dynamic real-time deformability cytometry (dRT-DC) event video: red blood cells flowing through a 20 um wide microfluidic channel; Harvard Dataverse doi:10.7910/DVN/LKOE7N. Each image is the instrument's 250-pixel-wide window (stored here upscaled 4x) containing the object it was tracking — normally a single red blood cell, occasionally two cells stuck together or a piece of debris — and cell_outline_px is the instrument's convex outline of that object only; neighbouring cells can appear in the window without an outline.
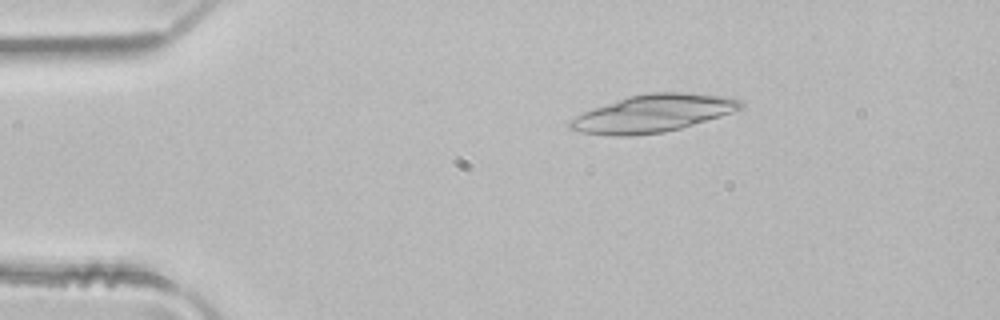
{"species": "common noctule bat (a hibernating species)", "species_latin": "Nyctalus noctula", "temperature_condition": "room temperature", "stored_images_in_passage": 2, "camera_frame_rate_fps": 3000, "um_per_image_px": 0.085, "animal": {"sex": "male", "body_mass_g": 21.5, "forearm_length_mm": 52.0}, "frame": {"image": 1, "passage_image": 2, "time_ms": 0.333, "image_size_px": [1000, 320], "cell_outline_px": [[744, 108], [720, 116], [680, 128], [664, 132], [628, 136], [612, 136], [584, 132], [568, 128], [568, 120], [584, 112], [628, 96], [648, 92], [684, 92], [720, 96], [744, 100]], "centroid_in_image_um": [55.52, 9.63], "position_along_channel_um": 29.5, "area_um2": 36.99}}